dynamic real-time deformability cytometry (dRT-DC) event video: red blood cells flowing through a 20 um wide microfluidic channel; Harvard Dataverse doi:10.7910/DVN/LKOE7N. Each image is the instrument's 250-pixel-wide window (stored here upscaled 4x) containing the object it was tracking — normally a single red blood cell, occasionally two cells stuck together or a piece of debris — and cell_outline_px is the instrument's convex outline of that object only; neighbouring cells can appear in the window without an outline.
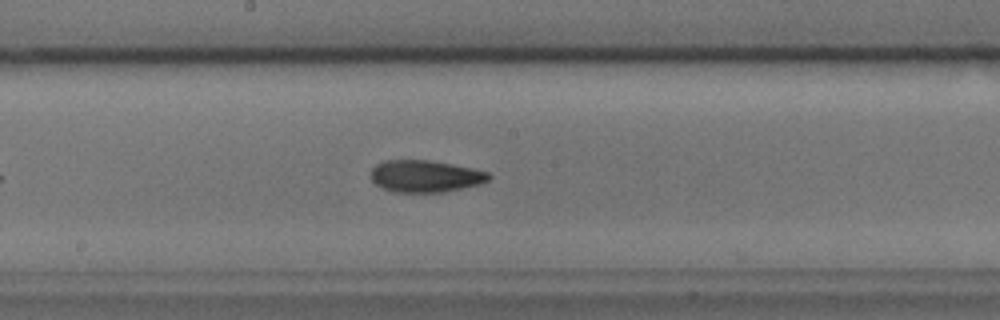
{"species": "common noctule bat (a hibernating species)", "species_latin": "Nyctalus noctula", "temperature_condition": "cold", "stored_images_in_passage": 41, "camera_frame_rate_fps": 3000, "um_per_image_px": 0.085, "animal": {"sex": "male", "body_mass_g": 17.9, "forearm_length_mm": 54.2}, "frame": {"image": 1, "passage_image": 18, "time_ms": 5.667, "image_size_px": [1000, 320], "cell_outline_px": [[492, 176], [488, 180], [480, 184], [440, 192], [396, 192], [384, 188], [376, 184], [372, 180], [372, 168], [376, 164], [384, 160], [428, 160], [452, 164], [472, 168], [488, 172]], "centroid_in_image_um": [36.15, 14.96], "position_along_channel_um": 212.0, "area_um2": 21.73}, "authors_computed_cell_mechanics": {"area_um2": 21.386, "velocity_mm_per_s": 3.7718, "shape_relaxation_time_tau1_ms": 4.5589, "shape_relaxation_time_tau2_ms": 3.8909, "deformation_change_tau1": 0.1388, "deformation_change_tau2": 0.1085}}